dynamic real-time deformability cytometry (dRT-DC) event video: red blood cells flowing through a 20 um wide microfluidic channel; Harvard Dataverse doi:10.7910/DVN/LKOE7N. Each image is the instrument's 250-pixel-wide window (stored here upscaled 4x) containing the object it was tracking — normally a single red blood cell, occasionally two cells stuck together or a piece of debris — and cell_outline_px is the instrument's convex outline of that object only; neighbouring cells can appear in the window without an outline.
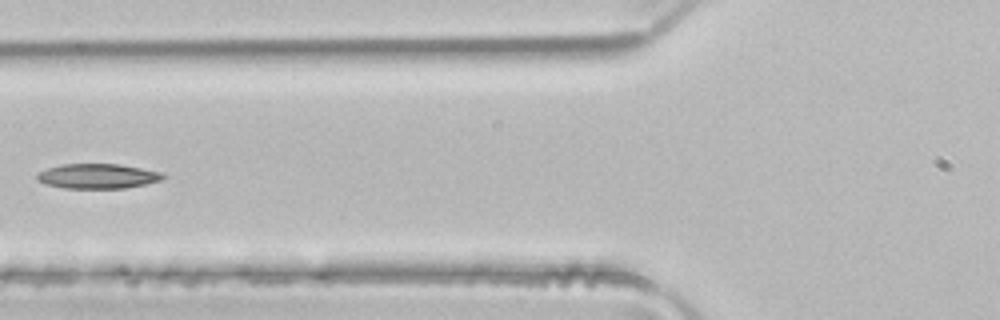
{"species": "common noctule bat (a hibernating species)", "species_latin": "Nyctalus noctula", "temperature_condition": "room temperature", "stored_images_in_passage": 5, "camera_frame_rate_fps": 3000, "um_per_image_px": 0.085, "animal": {"sex": "male", "body_mass_g": 21.5, "forearm_length_mm": 52.0}, "frame": {"image": 1, "passage_image": 5, "time_ms": 1.333, "image_size_px": [1000, 320], "cell_outline_px": [[168, 176], [164, 180], [124, 188], [64, 188], [48, 184], [36, 180], [36, 172], [60, 164], [120, 164], [160, 172]], "centroid_in_image_um": [8.3, 14.97], "position_along_channel_um": 117.5, "area_um2": 18.26}}